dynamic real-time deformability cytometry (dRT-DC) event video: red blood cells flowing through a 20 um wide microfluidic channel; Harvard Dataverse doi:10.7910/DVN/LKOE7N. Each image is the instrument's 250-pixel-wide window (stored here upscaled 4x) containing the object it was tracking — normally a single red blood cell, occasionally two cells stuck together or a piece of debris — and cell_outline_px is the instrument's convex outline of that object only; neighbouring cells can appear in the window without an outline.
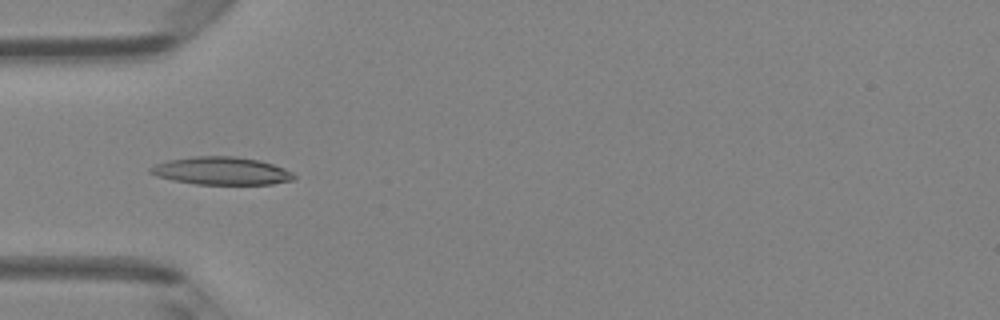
{"species": "Egyptian fruit bat (a non-hibernating species)", "species_latin": "Rousettus aegyptiacus", "temperature_condition": "room temperature", "stored_images_in_passage": 4, "camera_frame_rate_fps": 3000, "um_per_image_px": 0.085, "animal": {"sex": "female"}, "frame": {"image": 1, "passage_image": 4, "time_ms": 1.0, "image_size_px": [1000, 320], "cell_outline_px": [[296, 176], [292, 180], [272, 184], [196, 184], [172, 180], [156, 176], [148, 172], [148, 168], [156, 164], [168, 160], [192, 156], [236, 156], [260, 160], [284, 168], [292, 172]], "centroid_in_image_um": [18.8, 14.52], "position_along_channel_um": 66.2, "area_um2": 23.35}}